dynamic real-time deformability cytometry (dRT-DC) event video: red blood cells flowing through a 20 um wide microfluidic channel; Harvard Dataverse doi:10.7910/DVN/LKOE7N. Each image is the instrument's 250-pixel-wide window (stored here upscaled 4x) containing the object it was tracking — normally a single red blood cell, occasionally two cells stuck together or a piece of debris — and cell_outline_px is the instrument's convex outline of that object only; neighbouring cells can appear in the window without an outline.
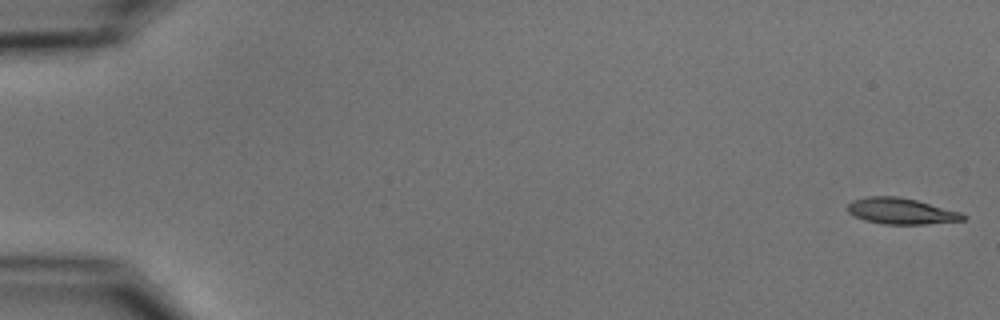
{"species": "common noctule bat (a hibernating species)", "species_latin": "Nyctalus noctula", "temperature_condition": "cold", "stored_images_in_passage": 54, "camera_frame_rate_fps": 3000, "um_per_image_px": 0.085, "animal": {"sex": "male", "body_mass_g": 15.6}, "frame": {"image": 1, "passage_image": 1, "time_ms": 0.0, "image_size_px": [1000, 320], "cell_outline_px": [[968, 216], [964, 220], [924, 224], [884, 224], [864, 220], [848, 212], [848, 204], [852, 200], [868, 196], [896, 196], [916, 200], [960, 212]], "centroid_in_image_um": [76.59, 17.94], "position_along_channel_um": 8.4, "area_um2": 17.4}}
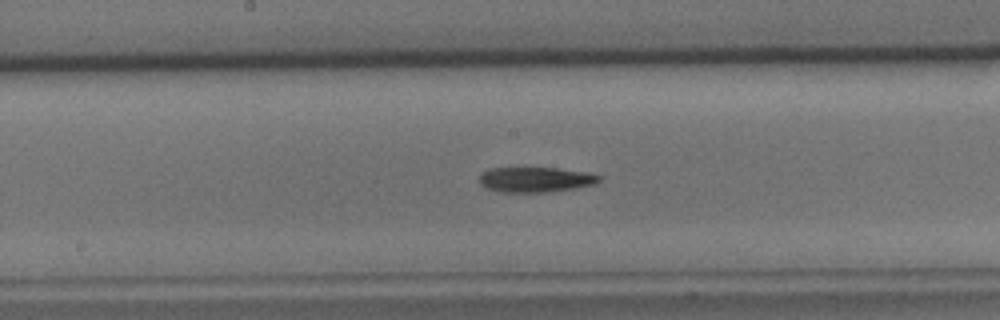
{"frame": {"image": 2, "passage_image": 29, "time_ms": 9.333, "image_size_px": [1000, 320], "cell_outline_px": [[604, 176], [596, 184], [576, 188], [544, 192], [500, 192], [488, 188], [480, 184], [480, 176], [488, 168], [556, 168], [588, 172]], "centroid_in_image_um": [45.58, 15.26], "position_along_channel_um": 202.6, "area_um2": 17.57}}
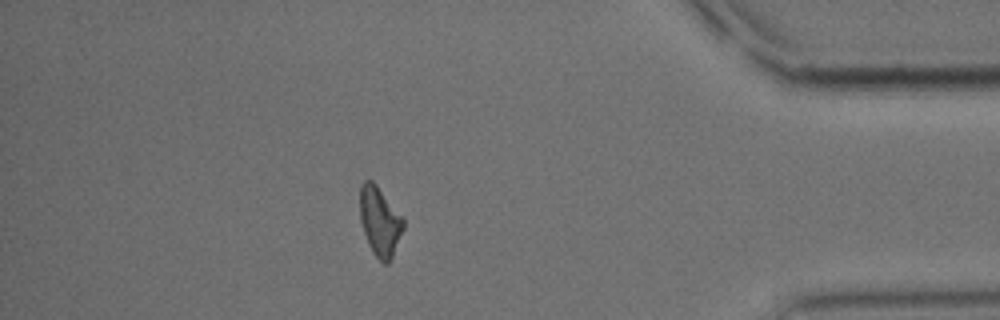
{"frame": {"image": 3, "passage_image": 48, "time_ms": 15.667, "image_size_px": [1000, 320], "cell_outline_px": [[404, 228], [392, 256], [388, 264], [384, 264], [372, 252], [368, 244], [360, 220], [360, 184], [364, 180], [372, 180], [376, 184], [404, 220]], "centroid_in_image_um": [32.26, 18.81], "position_along_channel_um": 402.9, "area_um2": 17.28}}